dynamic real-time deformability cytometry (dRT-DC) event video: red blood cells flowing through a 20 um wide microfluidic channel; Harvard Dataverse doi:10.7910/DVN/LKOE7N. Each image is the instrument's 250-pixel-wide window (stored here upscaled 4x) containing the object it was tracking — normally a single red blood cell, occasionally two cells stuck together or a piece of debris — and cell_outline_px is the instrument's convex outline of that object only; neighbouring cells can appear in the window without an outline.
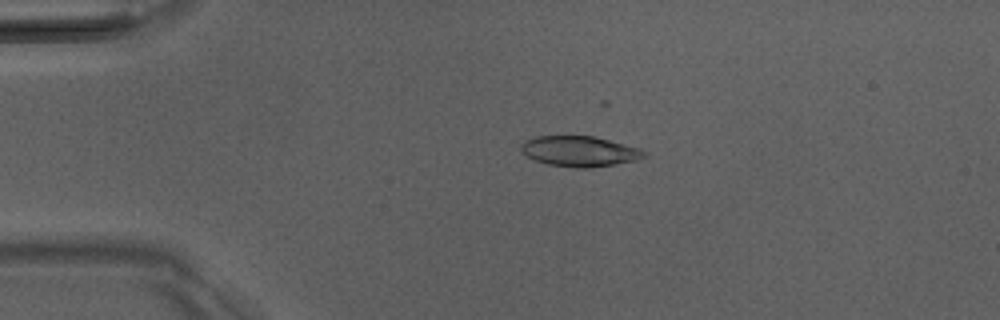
{"species": "Egyptian fruit bat (a non-hibernating species)", "species_latin": "Rousettus aegyptiacus", "temperature_condition": "room temperature", "stored_images_in_passage": 38, "camera_frame_rate_fps": 3000, "um_per_image_px": 0.085, "animal": {"sex": "male"}, "frame": {"image": 1, "passage_image": 11, "time_ms": 3.333, "image_size_px": [1000, 320], "cell_outline_px": [[648, 156], [636, 160], [616, 164], [588, 168], [572, 168], [548, 164], [536, 160], [528, 156], [520, 148], [520, 144], [524, 140], [536, 136], [592, 136], [640, 148], [648, 152]], "centroid_in_image_um": [49.29, 12.86], "position_along_channel_um": 35.7, "area_um2": 21.85}}
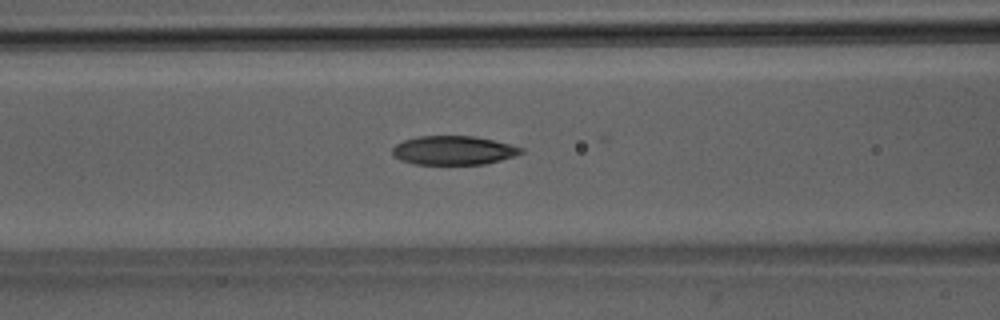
{"frame": {"image": 2, "passage_image": 21, "time_ms": 6.667, "image_size_px": [1000, 320], "cell_outline_px": [[524, 152], [516, 156], [484, 164], [416, 164], [400, 160], [392, 156], [392, 148], [396, 144], [404, 140], [420, 136], [472, 136], [492, 140], [524, 148]], "centroid_in_image_um": [38.53, 12.78], "position_along_channel_um": 128.1, "area_um2": 21.62}}
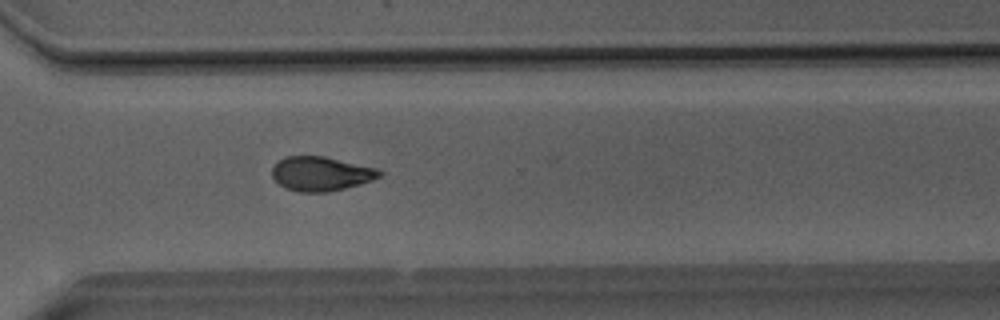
{"frame": {"image": 3, "passage_image": 37, "time_ms": 12.0, "image_size_px": [1000, 320], "cell_outline_px": [[384, 172], [380, 176], [372, 180], [360, 184], [328, 192], [300, 192], [284, 188], [272, 176], [272, 168], [284, 156], [324, 156], [380, 168]], "centroid_in_image_um": [27.32, 14.76], "position_along_channel_um": 343.3, "area_um2": 21.56}}